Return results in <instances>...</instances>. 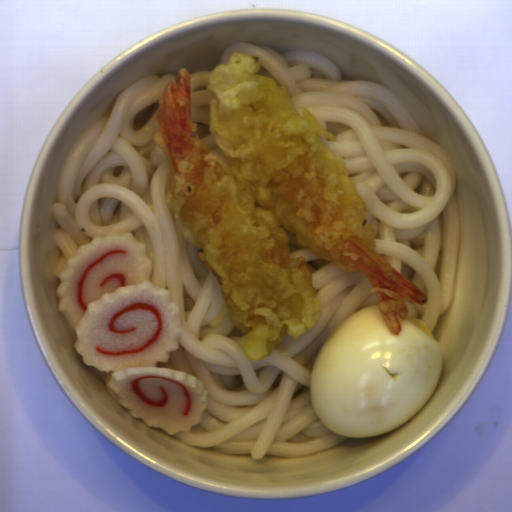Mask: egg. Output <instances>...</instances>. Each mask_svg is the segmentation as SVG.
Returning a JSON list of instances; mask_svg holds the SVG:
<instances>
[{"label": "egg", "mask_w": 512, "mask_h": 512, "mask_svg": "<svg viewBox=\"0 0 512 512\" xmlns=\"http://www.w3.org/2000/svg\"><path fill=\"white\" fill-rule=\"evenodd\" d=\"M442 367V346L423 320L406 317L392 336L378 304L364 307L322 343L310 373L311 406L337 435L387 434L426 404Z\"/></svg>", "instance_id": "egg-1"}]
</instances>
